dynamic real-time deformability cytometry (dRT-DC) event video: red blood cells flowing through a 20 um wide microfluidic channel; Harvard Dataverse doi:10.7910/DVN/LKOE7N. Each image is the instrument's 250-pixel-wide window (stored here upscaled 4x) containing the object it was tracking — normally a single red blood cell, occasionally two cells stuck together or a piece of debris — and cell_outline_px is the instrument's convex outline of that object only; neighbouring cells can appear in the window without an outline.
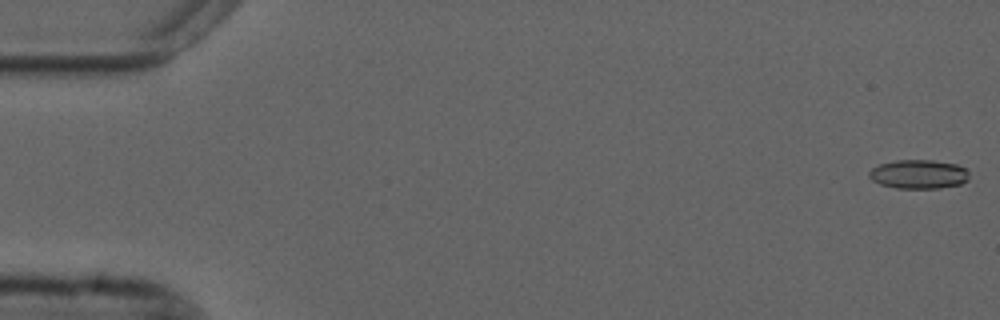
{"species": "common noctule bat (a hibernating species)", "species_latin": "Nyctalus noctula", "temperature_condition": "cold", "stored_images_in_passage": 55, "camera_frame_rate_fps": 3000, "um_per_image_px": 0.085, "animal": {"sex": "male", "forearm_length_mm": 52.5}, "frame": {"image": 1, "passage_image": 1, "time_ms": 0.0, "image_size_px": [1000, 320], "cell_outline_px": [[968, 180], [960, 184], [940, 188], [896, 188], [880, 184], [872, 180], [868, 176], [868, 172], [872, 168], [880, 164], [896, 160], [932, 160], [956, 164], [968, 168]], "centroid_in_image_um": [78.09, 14.8], "position_along_channel_um": 6.9, "area_um2": 16.99}}
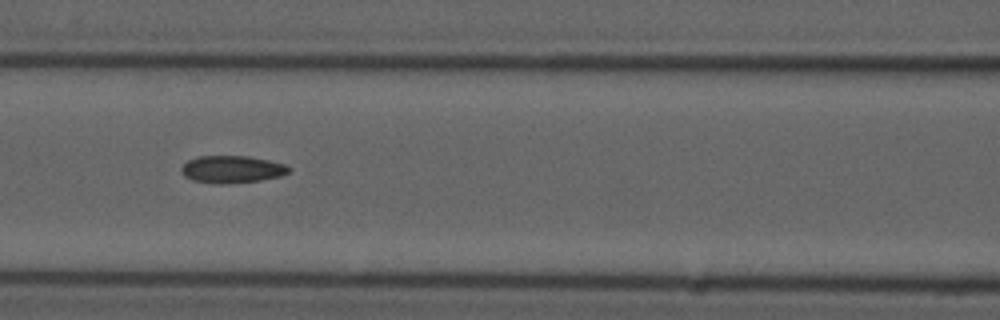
{"frame": {"image": 2, "passage_image": 24, "time_ms": 7.667, "image_size_px": [1000, 320], "cell_outline_px": [[292, 168], [288, 172], [280, 176], [260, 180], [228, 184], [220, 184], [192, 180], [184, 176], [180, 172], [180, 168], [188, 160], [200, 156], [248, 156], [268, 160], [284, 164]], "centroid_in_image_um": [19.69, 14.39], "position_along_channel_um": 146.9, "area_um2": 17.11}}
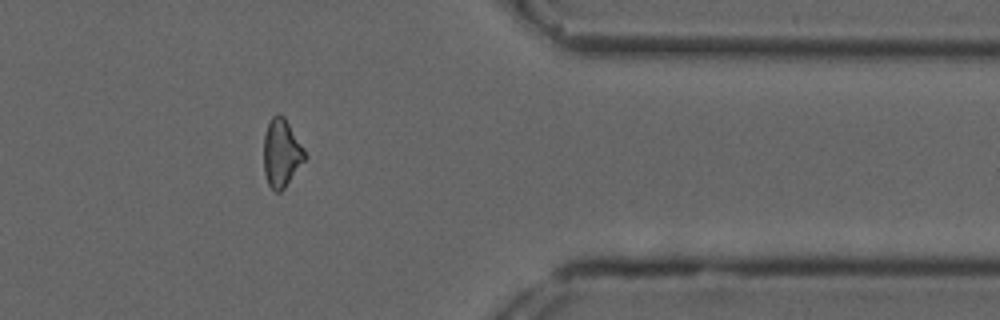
{"frame": {"image": 3, "passage_image": 45, "time_ms": 14.667, "image_size_px": [1000, 320], "cell_outline_px": [[308, 156], [284, 188], [280, 192], [276, 192], [268, 184], [264, 172], [264, 136], [268, 124], [272, 116], [276, 112], [284, 116], [304, 148]], "centroid_in_image_um": [23.93, 12.99], "position_along_channel_um": 387.5, "area_um2": 16.3}, "authors_computed_cell_mechanics": {"area_um2": 16.8198, "velocity_mm_per_s": 3.6961, "shape_relaxation_time_tau1_ms": null, "shape_relaxation_time_tau2_ms": 5.3361, "deformation_change_tau1": null, "deformation_change_tau2": 0.1427}}